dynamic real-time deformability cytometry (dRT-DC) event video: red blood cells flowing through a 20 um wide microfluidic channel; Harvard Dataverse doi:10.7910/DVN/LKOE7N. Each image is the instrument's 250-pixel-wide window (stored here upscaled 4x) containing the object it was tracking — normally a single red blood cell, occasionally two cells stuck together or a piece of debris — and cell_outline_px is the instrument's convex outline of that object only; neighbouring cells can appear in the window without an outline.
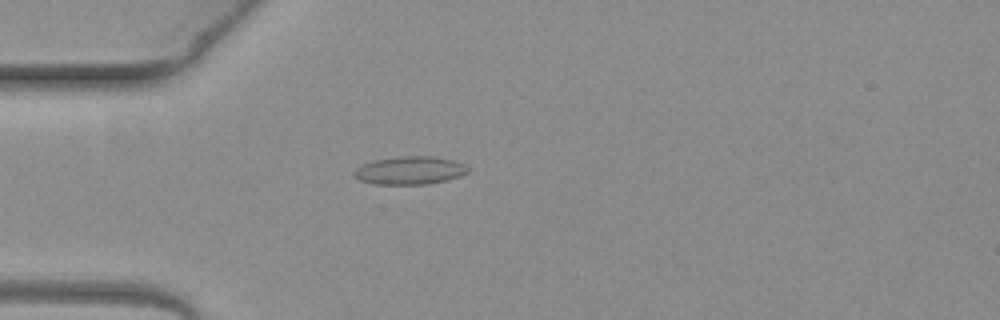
{"species": "common noctule bat (a hibernating species)", "species_latin": "Nyctalus noctula", "temperature_condition": "warm", "stored_images_in_passage": 1, "camera_frame_rate_fps": 3000, "um_per_image_px": 0.085, "animal": {"sex": "female", "body_mass_g": 19.3, "forearm_length_mm": 54.1}, "frame": {"image": 1, "passage_image": 1, "time_ms": 0.0, "image_size_px": [1000, 320], "cell_outline_px": [[472, 168], [468, 172], [460, 176], [428, 184], [372, 184], [360, 180], [352, 172], [356, 168], [372, 160], [400, 156], [432, 156], [452, 160], [464, 164]], "centroid_in_image_um": [34.84, 14.48], "position_along_channel_um": 50.2, "area_um2": 18.61}}